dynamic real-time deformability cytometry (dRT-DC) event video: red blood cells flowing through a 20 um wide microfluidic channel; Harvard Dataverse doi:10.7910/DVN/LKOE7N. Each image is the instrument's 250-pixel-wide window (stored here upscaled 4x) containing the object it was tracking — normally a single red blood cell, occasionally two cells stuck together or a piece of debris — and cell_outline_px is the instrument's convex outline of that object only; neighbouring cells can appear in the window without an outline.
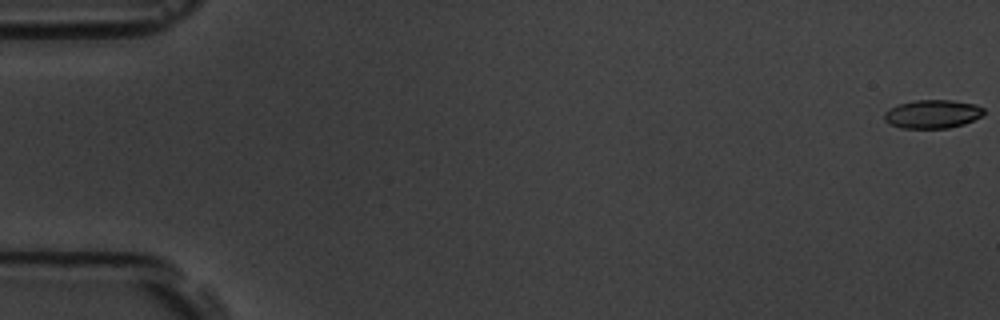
{"species": "common noctule bat (a hibernating species)", "species_latin": "Nyctalus noctula", "temperature_condition": "room temperature", "stored_images_in_passage": 6, "camera_frame_rate_fps": 3000, "um_per_image_px": 0.085, "animal": {"sex": "male", "body_mass_g": 19.5, "forearm_length_mm": 54.6}, "frame": {"image": 1, "passage_image": 1, "time_ms": 0.0, "image_size_px": [1000, 320], "cell_outline_px": [[984, 112], [980, 116], [964, 124], [948, 128], [900, 128], [888, 124], [884, 120], [884, 112], [888, 108], [900, 104], [916, 100], [952, 100], [976, 104], [984, 108]], "centroid_in_image_um": [79.23, 9.69], "position_along_channel_um": 5.8, "area_um2": 16.59}}
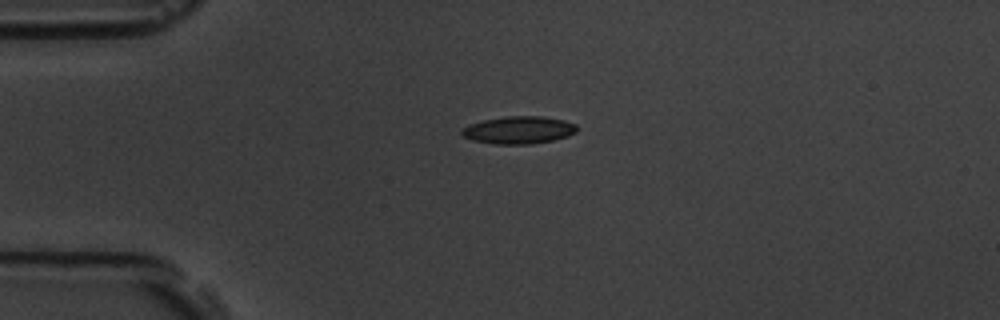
{"frame": {"image": 2, "passage_image": 5, "time_ms": 4.667, "image_size_px": [1000, 320], "cell_outline_px": [[576, 132], [568, 136], [552, 140], [532, 144], [496, 144], [472, 140], [464, 136], [460, 132], [460, 128], [468, 124], [484, 120], [504, 116], [540, 116], [564, 120], [576, 124]], "centroid_in_image_um": [44.06, 11.05], "position_along_channel_um": 40.9, "area_um2": 18.5}}